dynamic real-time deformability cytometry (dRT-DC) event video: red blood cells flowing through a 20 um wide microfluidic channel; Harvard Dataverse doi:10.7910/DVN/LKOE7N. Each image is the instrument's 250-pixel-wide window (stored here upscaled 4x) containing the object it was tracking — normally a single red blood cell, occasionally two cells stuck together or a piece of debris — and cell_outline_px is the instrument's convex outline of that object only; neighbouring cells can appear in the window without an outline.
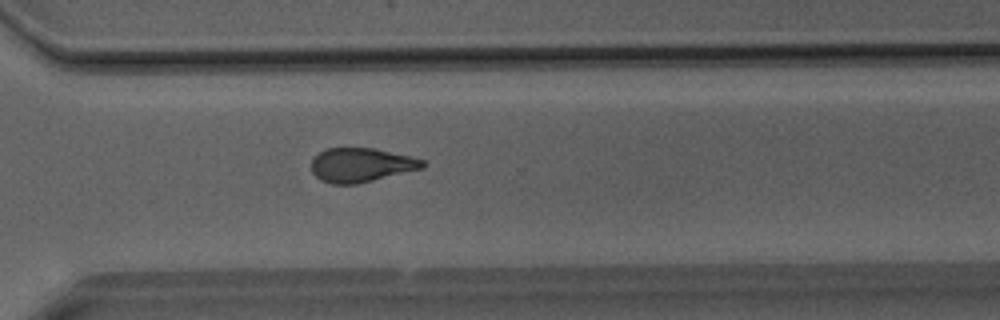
{"species": "Egyptian fruit bat (a non-hibernating species)", "species_latin": "Rousettus aegyptiacus", "temperature_condition": "room temperature", "stored_images_in_passage": 30, "camera_frame_rate_fps": 3000, "um_per_image_px": 0.085, "animal": {"sex": "male"}, "frame": {"image": 1, "passage_image": 19, "time_ms": 6.0, "image_size_px": [1000, 320], "cell_outline_px": [[424, 168], [356, 184], [332, 184], [320, 180], [312, 172], [312, 160], [324, 148], [372, 148], [408, 156], [424, 160]], "centroid_in_image_um": [30.67, 14.03], "position_along_channel_um": 339.9, "area_um2": 21.85}}
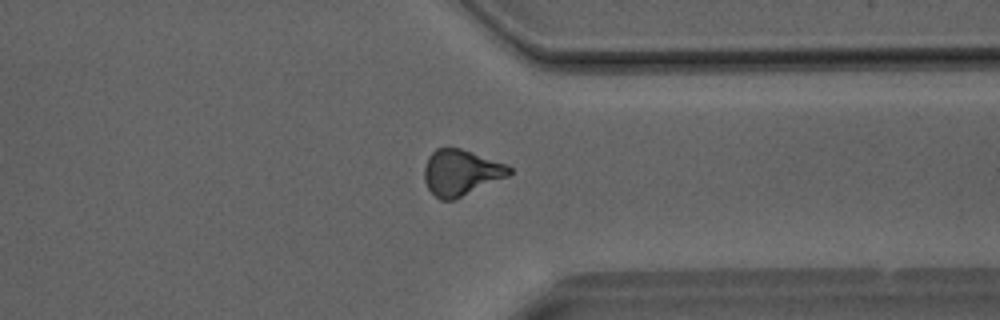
{"frame": {"image": 2, "passage_image": 21, "time_ms": 6.667, "image_size_px": [1000, 320], "cell_outline_px": [[512, 172], [508, 176], [456, 200], [440, 200], [428, 188], [424, 180], [424, 168], [428, 156], [436, 148], [460, 148], [508, 164], [512, 168]], "centroid_in_image_um": [39.19, 14.67], "position_along_channel_um": 372.2, "area_um2": 22.89}}
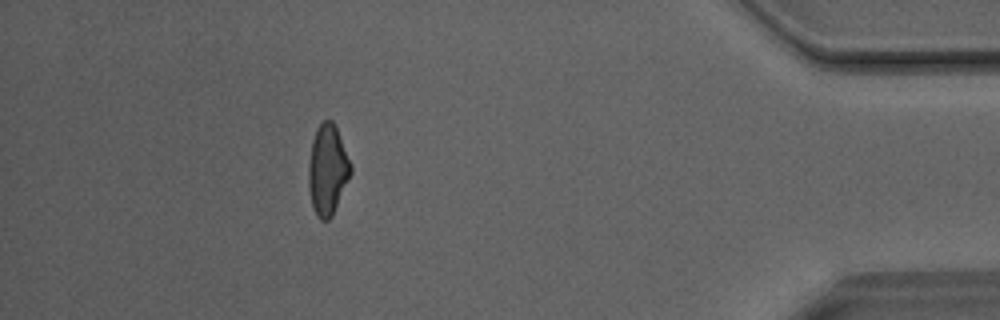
{"frame": {"image": 3, "passage_image": 26, "time_ms": 8.333, "image_size_px": [1000, 320], "cell_outline_px": [[352, 172], [332, 216], [328, 220], [320, 220], [316, 216], [312, 208], [308, 184], [308, 164], [312, 140], [316, 128], [324, 120], [332, 120], [336, 128], [352, 164]], "centroid_in_image_um": [27.83, 14.45], "position_along_channel_um": 407.4, "area_um2": 22.31}}